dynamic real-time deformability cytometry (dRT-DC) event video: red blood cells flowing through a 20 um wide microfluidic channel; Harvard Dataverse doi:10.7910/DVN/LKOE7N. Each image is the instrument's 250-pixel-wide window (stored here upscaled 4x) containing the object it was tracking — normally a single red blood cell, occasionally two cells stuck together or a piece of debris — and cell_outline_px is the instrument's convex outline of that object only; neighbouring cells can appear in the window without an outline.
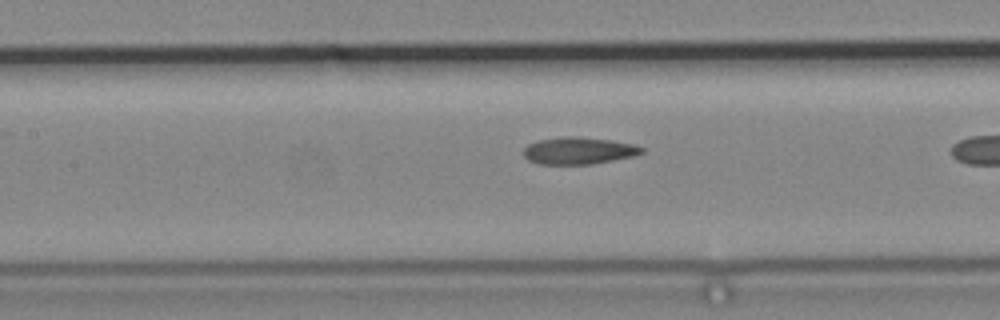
{"species": "common noctule bat (a hibernating species)", "species_latin": "Nyctalus noctula", "temperature_condition": "cold", "stored_images_in_passage": 16, "camera_frame_rate_fps": 3000, "um_per_image_px": 0.085, "animal": {"sex": "male", "body_mass_g": 19.2, "forearm_length_mm": 51.8}, "frame": {"image": 1, "passage_image": 12, "time_ms": 3.667, "image_size_px": [1000, 320], "cell_outline_px": [[644, 152], [632, 156], [592, 164], [536, 164], [528, 160], [520, 152], [528, 144], [540, 140], [564, 136], [580, 136], [608, 140], [632, 144], [644, 148]], "centroid_in_image_um": [49.12, 12.81], "position_along_channel_um": 158.3, "area_um2": 18.61}}